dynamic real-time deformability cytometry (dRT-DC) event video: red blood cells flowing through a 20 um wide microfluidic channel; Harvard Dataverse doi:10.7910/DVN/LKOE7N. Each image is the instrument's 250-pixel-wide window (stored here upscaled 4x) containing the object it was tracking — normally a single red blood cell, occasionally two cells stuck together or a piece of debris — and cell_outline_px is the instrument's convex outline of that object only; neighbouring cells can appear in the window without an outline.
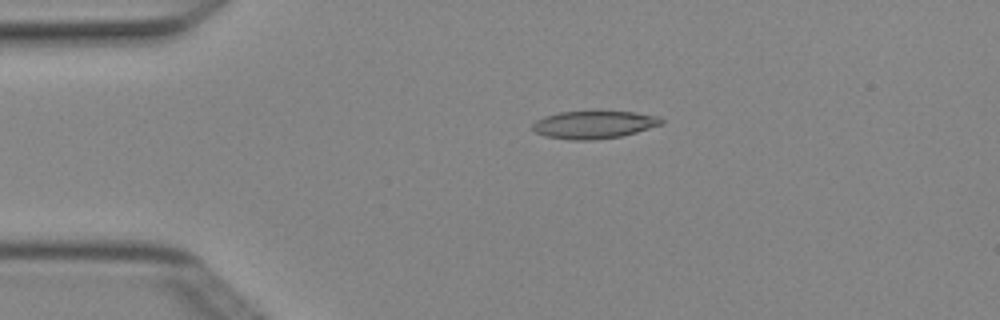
{"species": "Egyptian fruit bat (a non-hibernating species)", "species_latin": "Rousettus aegyptiacus", "temperature_condition": "cold", "stored_images_in_passage": 2, "camera_frame_rate_fps": 3000, "um_per_image_px": 0.085, "animal": {"sex": "female"}, "frame": {"image": 1, "passage_image": 1, "time_ms": 0.0, "image_size_px": [1000, 320], "cell_outline_px": [[664, 124], [636, 132], [620, 136], [592, 140], [568, 140], [544, 136], [536, 132], [532, 128], [532, 124], [536, 120], [544, 116], [560, 112], [596, 108], [600, 108], [636, 112], [656, 116], [664, 120]], "centroid_in_image_um": [50.49, 10.54], "position_along_channel_um": 34.5, "area_um2": 21.85}}
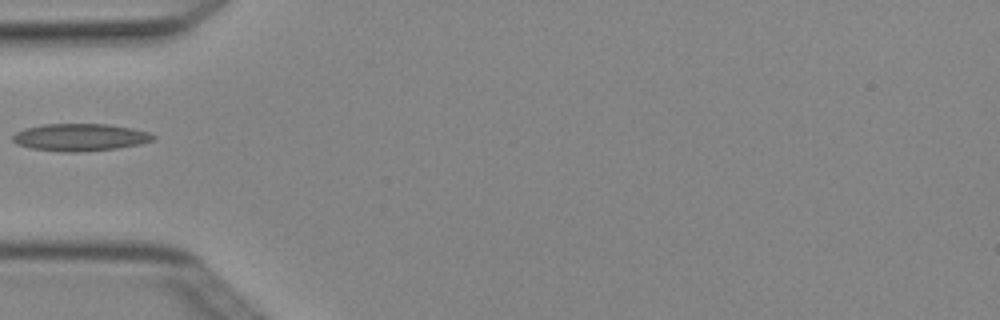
{"frame": {"image": 2, "passage_image": 2, "time_ms": 0.333, "image_size_px": [1000, 320], "cell_outline_px": [[156, 136], [152, 140], [140, 144], [116, 148], [80, 152], [64, 152], [28, 148], [16, 144], [12, 140], [12, 136], [16, 132], [24, 128], [44, 124], [108, 124], [132, 128], [148, 132]], "centroid_in_image_um": [6.76, 11.67], "position_along_channel_um": 78.2, "area_um2": 22.43}}